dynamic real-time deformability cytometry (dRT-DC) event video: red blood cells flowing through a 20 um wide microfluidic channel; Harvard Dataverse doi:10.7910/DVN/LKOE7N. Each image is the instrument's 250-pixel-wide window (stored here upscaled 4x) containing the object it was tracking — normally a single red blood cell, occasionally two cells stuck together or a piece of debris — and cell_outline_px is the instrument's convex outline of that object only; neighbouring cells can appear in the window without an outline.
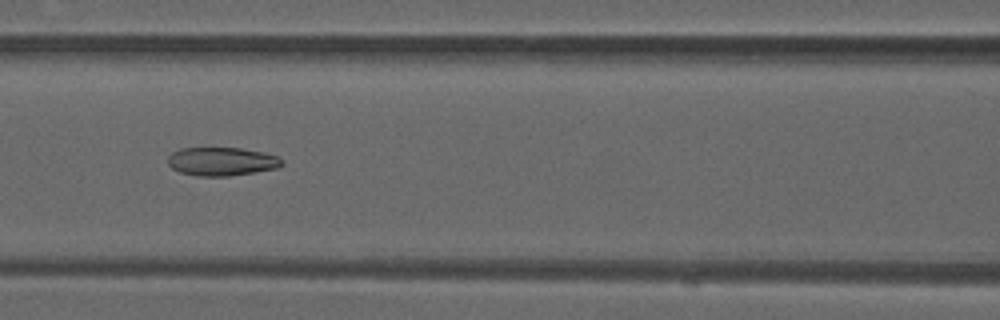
{"species": "common noctule bat (a hibernating species)", "species_latin": "Nyctalus noctula", "temperature_condition": "warm", "stored_images_in_passage": 50, "camera_frame_rate_fps": 3000, "um_per_image_px": 0.085, "animal": {"sex": "male", "forearm_length_mm": 52.5}, "frame": {"image": 1, "passage_image": 22, "time_ms": 7.0, "image_size_px": [1000, 320], "cell_outline_px": [[284, 164], [276, 168], [256, 172], [228, 176], [196, 176], [180, 172], [172, 168], [168, 164], [168, 156], [172, 152], [180, 148], [240, 148], [264, 152], [276, 156], [284, 160]], "centroid_in_image_um": [18.85, 13.72], "position_along_channel_um": 147.8, "area_um2": 19.02}}
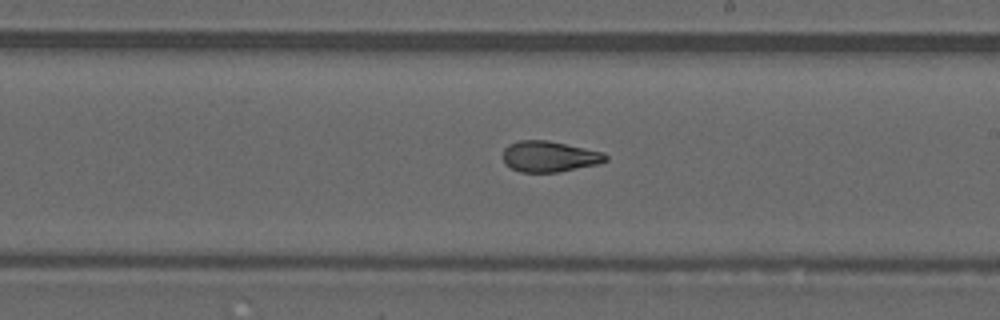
{"frame": {"image": 2, "passage_image": 29, "time_ms": 9.333, "image_size_px": [1000, 320], "cell_outline_px": [[608, 160], [600, 164], [560, 172], [520, 172], [504, 164], [504, 148], [508, 144], [520, 140], [548, 140], [604, 152], [608, 156]], "centroid_in_image_um": [46.73, 13.3], "position_along_channel_um": 242.3, "area_um2": 18.67}}
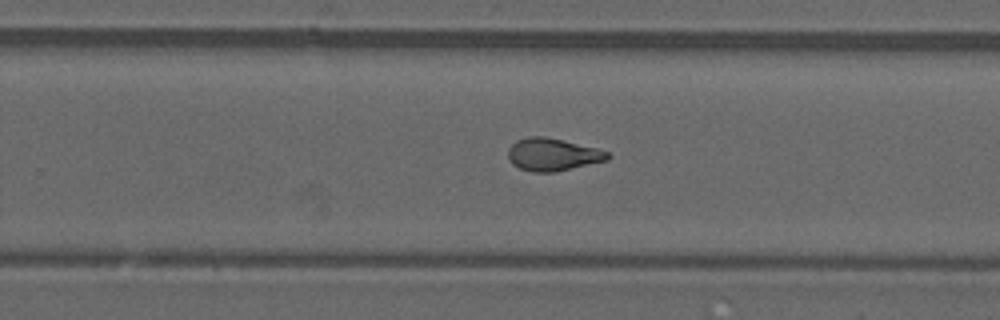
{"frame": {"image": 3, "passage_image": 32, "time_ms": 10.333, "image_size_px": [1000, 320], "cell_outline_px": [[612, 156], [608, 160], [552, 172], [532, 172], [520, 168], [512, 164], [508, 160], [508, 148], [516, 140], [528, 136], [544, 136], [564, 140], [596, 148], [608, 152]], "centroid_in_image_um": [46.95, 13.12], "position_along_channel_um": 282.8, "area_um2": 18.9}, "authors_computed_cell_mechanics": {"area_um2": 19.7387, "velocity_mm_per_s": 4.0578, "shape_relaxation_time_tau1_ms": null, "shape_relaxation_time_tau2_ms": 1.7003, "deformation_change_tau1": null, "deformation_change_tau2": 0.0918}}